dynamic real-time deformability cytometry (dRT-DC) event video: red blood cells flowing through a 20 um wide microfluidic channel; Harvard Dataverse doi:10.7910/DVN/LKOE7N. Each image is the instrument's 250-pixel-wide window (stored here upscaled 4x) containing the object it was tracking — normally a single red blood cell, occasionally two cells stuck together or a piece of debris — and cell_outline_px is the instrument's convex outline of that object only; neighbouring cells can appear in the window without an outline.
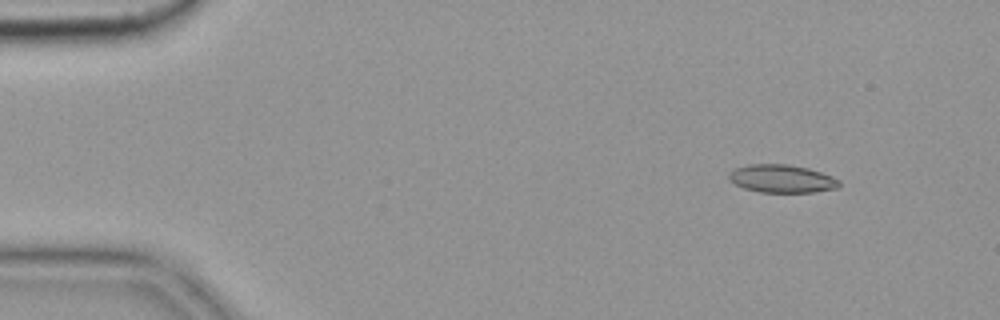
{"species": "common noctule bat (a hibernating species)", "species_latin": "Nyctalus noctula", "temperature_condition": "cold", "stored_images_in_passage": 4, "camera_frame_rate_fps": 3000, "um_per_image_px": 0.085, "animal": {"sex": "female", "body_mass_g": 19.9}, "frame": {"image": 1, "passage_image": 2, "time_ms": 0.333, "image_size_px": [1000, 320], "cell_outline_px": [[840, 184], [836, 188], [816, 192], [760, 192], [744, 188], [728, 180], [728, 172], [736, 168], [748, 164], [788, 164], [808, 168], [832, 176], [840, 180]], "centroid_in_image_um": [66.44, 15.18], "position_along_channel_um": 18.6, "area_um2": 18.03}}